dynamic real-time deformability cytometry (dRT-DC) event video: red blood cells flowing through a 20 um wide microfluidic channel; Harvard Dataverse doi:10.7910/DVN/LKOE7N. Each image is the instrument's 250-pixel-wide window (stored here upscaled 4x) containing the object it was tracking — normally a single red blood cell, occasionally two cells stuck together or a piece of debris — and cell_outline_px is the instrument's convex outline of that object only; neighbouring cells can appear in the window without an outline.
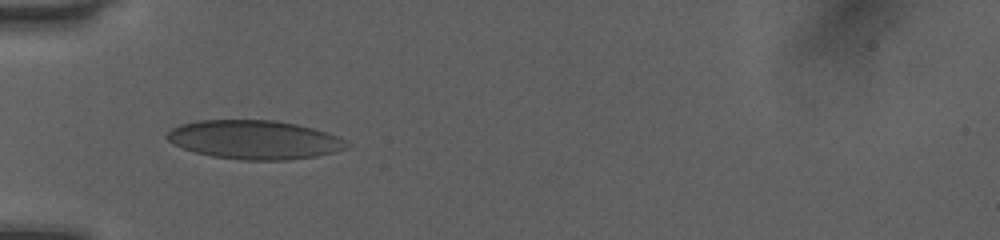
{"species": "human", "species_latin": "Homo sapiens", "temperature_condition": "room temperature", "stored_images_in_passage": 30, "camera_frame_rate_fps": 3000, "um_per_image_px": 0.085, "donor": {"sex": "female"}, "frame": {"image": 1, "passage_image": 1, "time_ms": 0.0, "image_size_px": [1000, 240], "cell_outline_px": [[348, 148], [316, 156], [288, 160], [240, 160], [212, 156], [196, 152], [184, 148], [168, 140], [164, 136], [172, 128], [180, 124], [200, 120], [276, 120], [296, 124], [312, 128], [348, 140]], "centroid_in_image_um": [21.63, 11.87], "position_along_channel_um": 63.4, "area_um2": 40.52}}
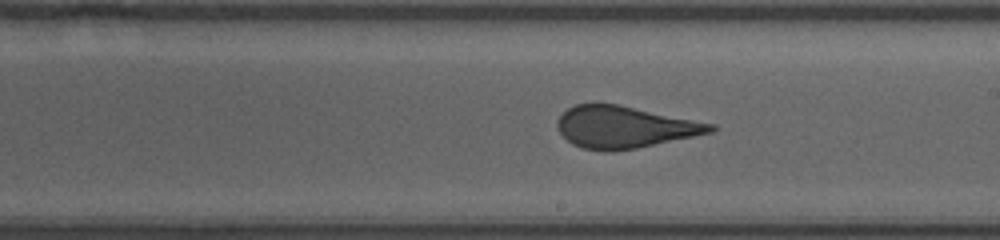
{"frame": {"image": 2, "passage_image": 14, "time_ms": 4.333, "image_size_px": [1000, 240], "cell_outline_px": [[716, 128], [712, 132], [636, 148], [584, 148], [572, 144], [560, 132], [556, 124], [560, 116], [568, 108], [576, 104], [592, 100], [596, 100], [620, 104], [716, 124]], "centroid_in_image_um": [53.08, 10.72], "position_along_channel_um": 235.9, "area_um2": 37.05}}
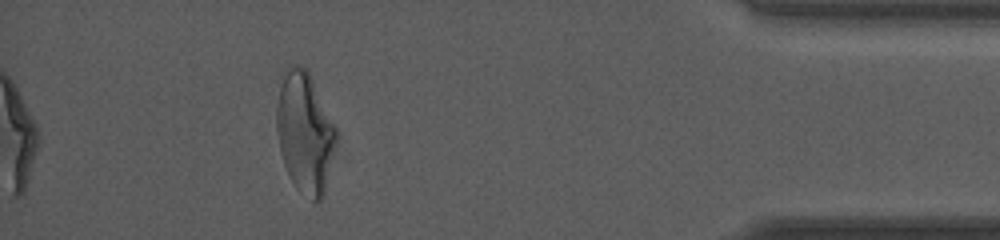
{"frame": {"image": 3, "passage_image": 30, "time_ms": 9.667, "image_size_px": [1000, 240], "cell_outline_px": [[336, 140], [324, 196], [320, 200], [312, 200], [300, 192], [296, 188], [288, 176], [280, 152], [276, 132], [276, 108], [280, 88], [284, 76], [288, 68], [292, 64], [296, 64], [308, 68], [336, 128]], "centroid_in_image_um": [25.9, 11.27], "position_along_channel_um": 409.3, "area_um2": 41.85}, "authors_computed_cell_mechanics": {"area_um2": 38.2636, "velocity_mm_per_s": 4.073, "shape_relaxation_time_tau1_ms": 11.1745, "shape_relaxation_time_tau2_ms": 0.6183, "deformation_change_tau1": 0.2659, "deformation_change_tau2": 0.064}}